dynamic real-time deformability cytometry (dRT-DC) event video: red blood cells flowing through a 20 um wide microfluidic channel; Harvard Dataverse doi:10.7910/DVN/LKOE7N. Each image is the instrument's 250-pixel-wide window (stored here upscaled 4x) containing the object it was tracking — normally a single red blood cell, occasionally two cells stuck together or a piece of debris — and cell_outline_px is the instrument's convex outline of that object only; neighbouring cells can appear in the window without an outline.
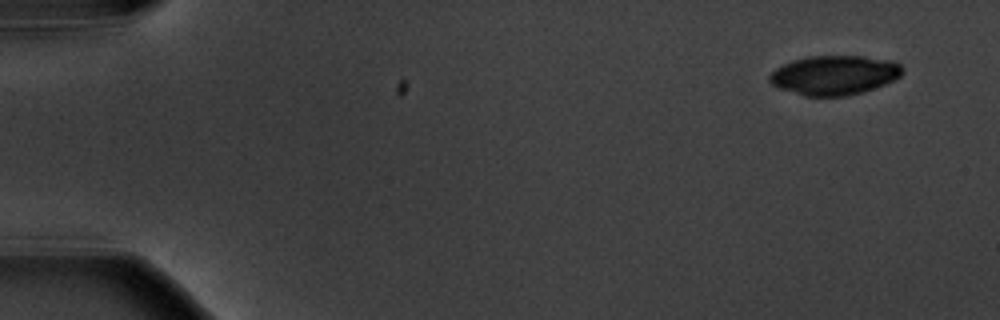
{"species": "common noctule bat (a hibernating species)", "species_latin": "Nyctalus noctula", "temperature_condition": "warm", "stored_images_in_passage": 5, "camera_frame_rate_fps": 3000, "um_per_image_px": 0.085, "animal": {"sex": "male", "body_mass_g": 20.1, "forearm_length_mm": 53.5}, "frame": {"image": 1, "passage_image": 1, "time_ms": 0.0, "image_size_px": [1000, 320], "cell_outline_px": [[904, 72], [900, 76], [884, 84], [864, 92], [848, 96], [804, 96], [780, 88], [772, 84], [768, 80], [768, 76], [776, 68], [792, 60], [808, 56], [864, 56], [888, 60], [900, 64], [904, 68]], "centroid_in_image_um": [70.92, 6.39], "position_along_channel_um": 14.1, "area_um2": 30.52}}